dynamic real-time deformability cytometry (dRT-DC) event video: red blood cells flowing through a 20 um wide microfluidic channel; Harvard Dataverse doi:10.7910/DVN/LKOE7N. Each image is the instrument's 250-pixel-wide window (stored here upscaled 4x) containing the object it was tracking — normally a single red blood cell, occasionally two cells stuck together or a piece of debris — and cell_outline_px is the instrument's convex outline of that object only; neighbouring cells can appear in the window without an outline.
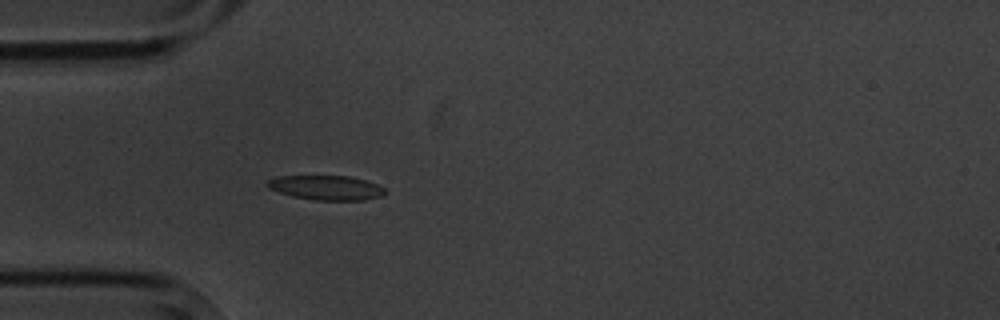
{"species": "common noctule bat (a hibernating species)", "species_latin": "Nyctalus noctula", "temperature_condition": "cold", "stored_images_in_passage": 5, "camera_frame_rate_fps": 3000, "um_per_image_px": 0.085, "animal": {"sex": "male", "body_mass_g": 20.1, "forearm_length_mm": 53.5}, "frame": {"image": 1, "passage_image": 5, "time_ms": 5.0, "image_size_px": [1000, 320], "cell_outline_px": [[388, 192], [384, 196], [364, 200], [316, 200], [292, 196], [268, 188], [264, 184], [268, 180], [276, 176], [348, 176], [364, 180], [376, 184], [384, 188]], "centroid_in_image_um": [27.74, 15.95], "position_along_channel_um": 57.3, "area_um2": 16.88}}